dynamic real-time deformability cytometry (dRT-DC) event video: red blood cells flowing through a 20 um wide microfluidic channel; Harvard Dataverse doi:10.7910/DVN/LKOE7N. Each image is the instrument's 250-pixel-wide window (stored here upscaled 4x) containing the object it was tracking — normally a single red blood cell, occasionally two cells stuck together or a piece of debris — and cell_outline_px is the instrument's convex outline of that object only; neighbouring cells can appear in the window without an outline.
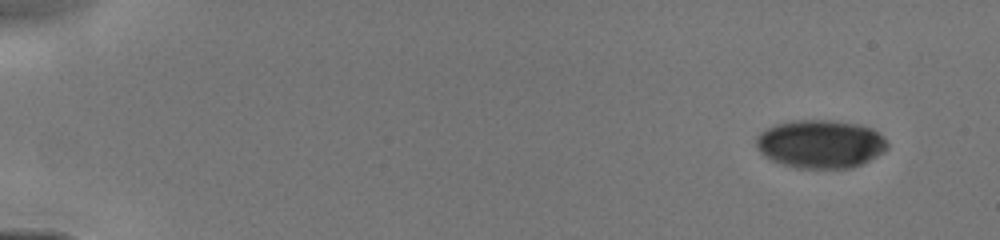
{"species": "human", "species_latin": "Homo sapiens", "temperature_condition": "cold", "stored_images_in_passage": 12, "camera_frame_rate_fps": 3000, "um_per_image_px": 0.085, "donor": {"sex": "male"}, "frame": {"image": 1, "passage_image": 1, "time_ms": 0.0, "image_size_px": [1000, 240], "cell_outline_px": [[888, 148], [884, 152], [852, 168], [796, 168], [780, 164], [764, 156], [756, 148], [756, 136], [760, 132], [776, 124], [796, 120], [832, 120], [856, 124], [872, 128], [888, 144]], "centroid_in_image_um": [69.7, 12.24], "position_along_channel_um": 15.3, "area_um2": 36.82}}
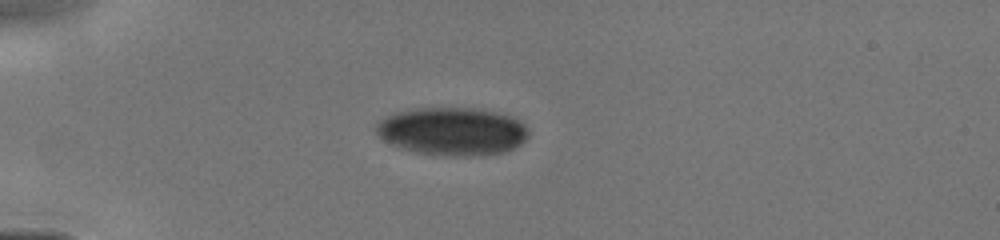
{"frame": {"image": 2, "passage_image": 9, "time_ms": 3.333, "image_size_px": [1000, 240], "cell_outline_px": [[528, 136], [520, 144], [504, 152], [484, 156], [448, 156], [416, 152], [400, 148], [384, 140], [376, 132], [376, 124], [384, 116], [396, 112], [416, 108], [472, 108], [492, 112], [508, 116], [520, 120], [528, 128]], "centroid_in_image_um": [38.43, 11.17], "position_along_channel_um": 46.6, "area_um2": 42.6}}
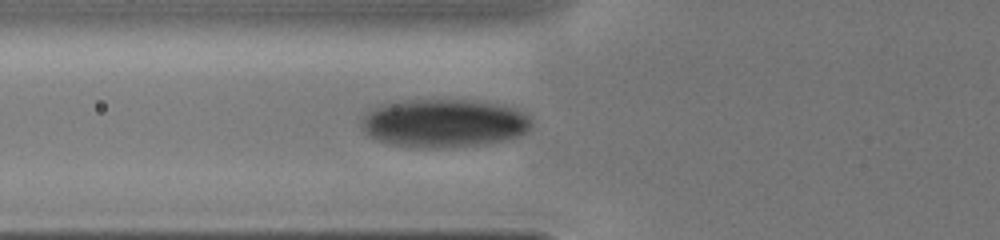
{"frame": {"image": 3, "passage_image": 12, "time_ms": 5.0, "image_size_px": [1000, 240], "cell_outline_px": [[532, 124], [524, 132], [508, 140], [488, 144], [452, 148], [420, 148], [392, 144], [376, 140], [368, 136], [360, 128], [360, 120], [368, 112], [384, 104], [404, 100], [476, 100], [496, 104], [512, 108], [524, 112], [532, 120]], "centroid_in_image_um": [37.72, 10.49], "position_along_channel_um": 88.1, "area_um2": 48.21}}